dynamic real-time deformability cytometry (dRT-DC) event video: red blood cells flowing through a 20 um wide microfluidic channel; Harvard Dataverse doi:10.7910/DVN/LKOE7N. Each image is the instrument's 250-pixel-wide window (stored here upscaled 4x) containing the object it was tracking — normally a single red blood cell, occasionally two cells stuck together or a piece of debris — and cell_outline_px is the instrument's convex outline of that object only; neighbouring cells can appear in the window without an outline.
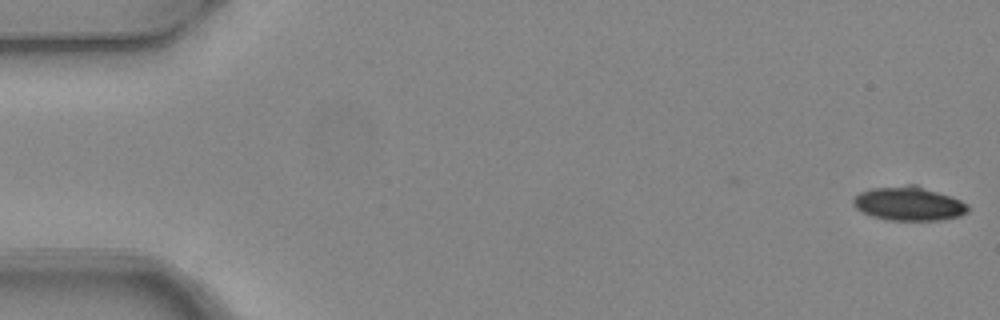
{"species": "common noctule bat (a hibernating species)", "species_latin": "Nyctalus noctula", "temperature_condition": "warm", "stored_images_in_passage": 6, "camera_frame_rate_fps": 3000, "um_per_image_px": 0.085, "animal": {"sex": "female", "body_mass_g": 24.6, "forearm_length_mm": 56.2}, "frame": {"image": 1, "passage_image": 1, "time_ms": 0.0, "image_size_px": [1000, 320], "cell_outline_px": [[968, 212], [960, 216], [940, 220], [888, 220], [872, 216], [856, 208], [852, 204], [852, 200], [860, 192], [872, 188], [908, 184], [916, 184], [960, 200], [968, 204]], "centroid_in_image_um": [77.24, 17.3], "position_along_channel_um": 7.8, "area_um2": 22.66}}
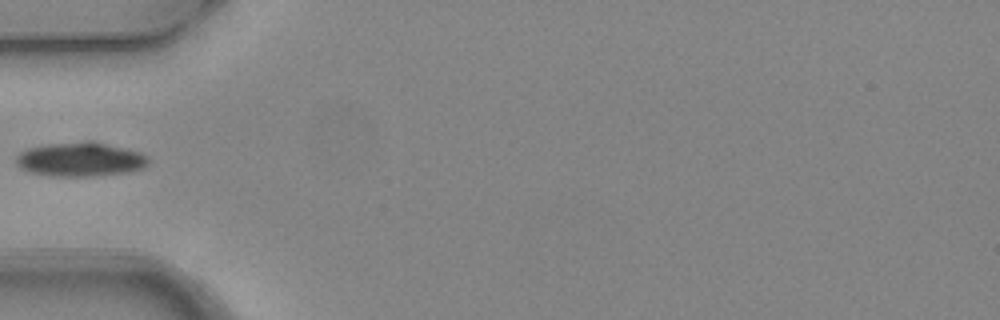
{"frame": {"image": 2, "passage_image": 5, "time_ms": 1.333, "image_size_px": [1000, 320], "cell_outline_px": [[148, 164], [144, 168], [128, 172], [92, 176], [52, 176], [28, 172], [20, 168], [16, 164], [16, 156], [20, 152], [28, 148], [48, 144], [84, 140], [92, 140], [140, 152], [148, 156]], "centroid_in_image_um": [6.82, 13.54], "position_along_channel_um": 78.2, "area_um2": 26.59}}
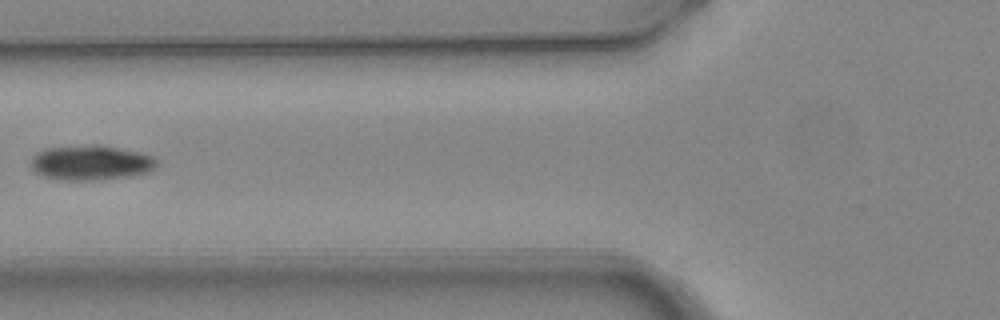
{"frame": {"image": 3, "passage_image": 6, "time_ms": 1.667, "image_size_px": [1000, 320], "cell_outline_px": [[160, 160], [156, 168], [148, 172], [128, 176], [100, 180], [60, 180], [44, 176], [36, 172], [32, 168], [32, 156], [36, 152], [44, 148], [92, 144], [100, 144], [140, 152], [152, 156]], "centroid_in_image_um": [7.75, 13.82], "position_along_channel_um": 118.0, "area_um2": 25.95}}